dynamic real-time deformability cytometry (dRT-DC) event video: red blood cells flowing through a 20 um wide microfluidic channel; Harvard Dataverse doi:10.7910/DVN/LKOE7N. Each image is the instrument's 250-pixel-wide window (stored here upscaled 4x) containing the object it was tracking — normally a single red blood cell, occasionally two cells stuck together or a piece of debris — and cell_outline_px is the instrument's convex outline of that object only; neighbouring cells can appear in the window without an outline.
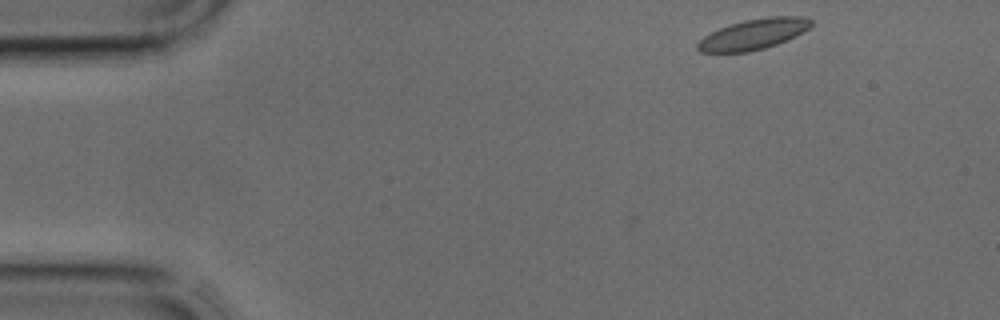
{"species": "common noctule bat (a hibernating species)", "species_latin": "Nyctalus noctula", "temperature_condition": "cold", "stored_images_in_passage": 6, "camera_frame_rate_fps": 3000, "um_per_image_px": 0.085, "animal": {"sex": "male", "body_mass_g": 17.9, "forearm_length_mm": 54.2}, "frame": {"image": 1, "passage_image": 1, "time_ms": 0.0, "image_size_px": [1000, 320], "cell_outline_px": [[812, 24], [804, 32], [796, 36], [776, 44], [764, 48], [748, 52], [700, 52], [696, 48], [696, 44], [704, 36], [720, 28], [744, 20], [768, 16], [804, 16], [812, 20]], "centroid_in_image_um": [64.07, 2.9], "position_along_channel_um": 20.9, "area_um2": 20.11}}